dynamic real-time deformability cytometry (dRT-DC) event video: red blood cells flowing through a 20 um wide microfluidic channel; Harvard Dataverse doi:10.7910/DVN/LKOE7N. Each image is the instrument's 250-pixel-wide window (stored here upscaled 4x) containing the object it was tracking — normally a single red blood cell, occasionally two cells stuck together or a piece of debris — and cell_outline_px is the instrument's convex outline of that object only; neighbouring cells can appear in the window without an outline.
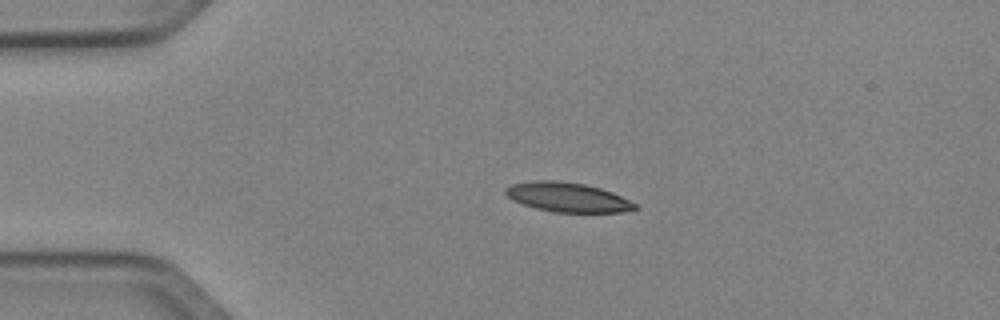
{"species": "Egyptian fruit bat (a non-hibernating species)", "species_latin": "Rousettus aegyptiacus", "temperature_condition": "cold", "stored_images_in_passage": 40, "camera_frame_rate_fps": 3000, "um_per_image_px": 0.085, "animal": {"sex": "female"}, "frame": {"image": 1, "passage_image": 1, "time_ms": 0.0, "image_size_px": [1000, 320], "cell_outline_px": [[640, 208], [620, 212], [552, 212], [536, 208], [512, 200], [504, 192], [504, 188], [512, 184], [532, 180], [560, 180], [584, 184], [600, 188], [612, 192], [640, 204]], "centroid_in_image_um": [48.27, 16.76], "position_along_channel_um": 36.7, "area_um2": 22.43}}
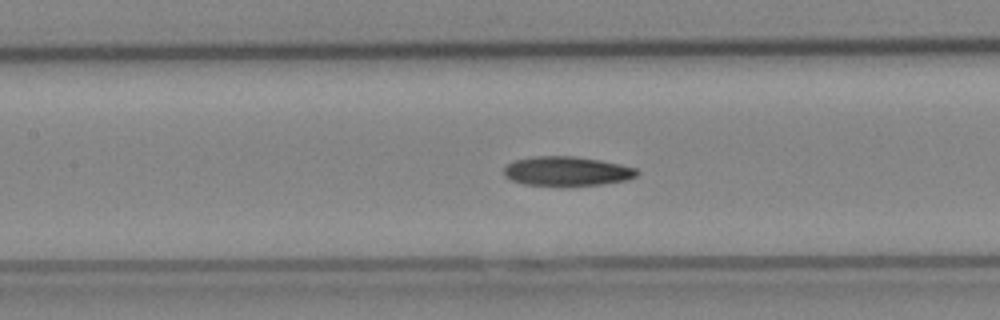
{"frame": {"image": 2, "passage_image": 13, "time_ms": 4.0, "image_size_px": [1000, 320], "cell_outline_px": [[640, 172], [636, 176], [624, 180], [600, 184], [524, 184], [512, 180], [504, 176], [504, 168], [512, 160], [532, 156], [576, 156], [600, 160], [620, 164], [636, 168]], "centroid_in_image_um": [48.16, 14.51], "position_along_channel_um": 159.2, "area_um2": 22.31}}
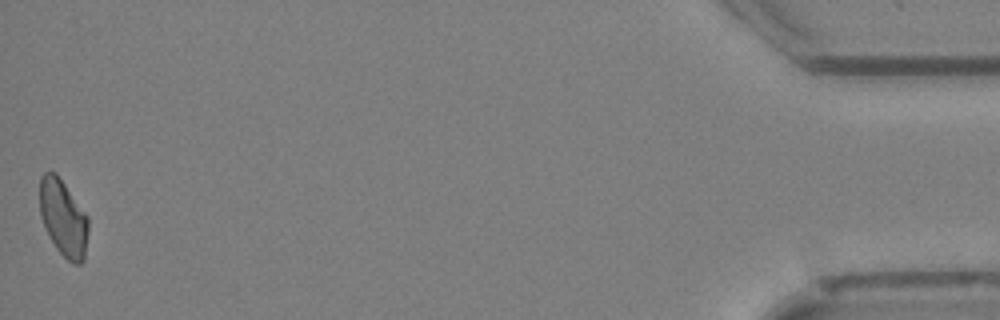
{"frame": {"image": 3, "passage_image": 40, "time_ms": 13.0, "image_size_px": [1000, 320], "cell_outline_px": [[88, 232], [84, 260], [80, 264], [72, 264], [56, 248], [40, 216], [40, 176], [44, 172], [56, 172], [88, 216]], "centroid_in_image_um": [5.39, 18.52], "position_along_channel_um": 429.8, "area_um2": 21.56}}